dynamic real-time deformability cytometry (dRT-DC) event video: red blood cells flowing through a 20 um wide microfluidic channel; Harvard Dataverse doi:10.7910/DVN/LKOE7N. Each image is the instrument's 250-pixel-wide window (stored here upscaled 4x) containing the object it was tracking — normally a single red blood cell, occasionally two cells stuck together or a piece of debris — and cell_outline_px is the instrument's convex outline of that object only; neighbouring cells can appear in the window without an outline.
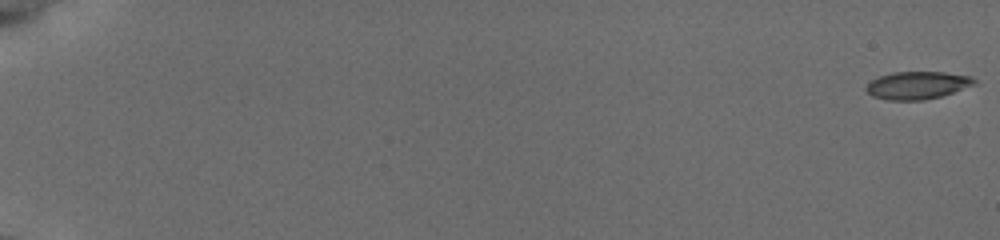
{"species": "common noctule bat (a hibernating species)", "species_latin": "Nyctalus noctula", "temperature_condition": "cold", "stored_images_in_passage": 44, "camera_frame_rate_fps": 3000, "um_per_image_px": 0.085, "animal": {"sex": "female", "body_mass_g": 19.5, "forearm_length_mm": 54.1}, "frame": {"image": 1, "passage_image": 1, "time_ms": 0.0, "image_size_px": [1000, 240], "cell_outline_px": [[976, 84], [940, 96], [924, 100], [884, 100], [872, 96], [864, 88], [872, 80], [880, 76], [892, 72], [944, 72], [972, 76], [976, 80]], "centroid_in_image_um": [77.96, 7.25], "position_along_channel_um": 7.0, "area_um2": 17.4}}
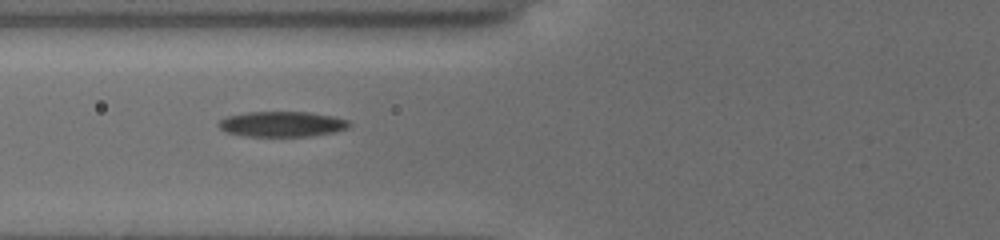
{"frame": {"image": 2, "passage_image": 25, "time_ms": 8.0, "image_size_px": [1000, 240], "cell_outline_px": [[352, 124], [348, 128], [332, 132], [312, 136], [244, 136], [224, 132], [216, 124], [220, 120], [228, 116], [248, 112], [308, 112], [332, 116], [348, 120]], "centroid_in_image_um": [23.95, 10.55], "position_along_channel_um": 101.9, "area_um2": 19.31}}
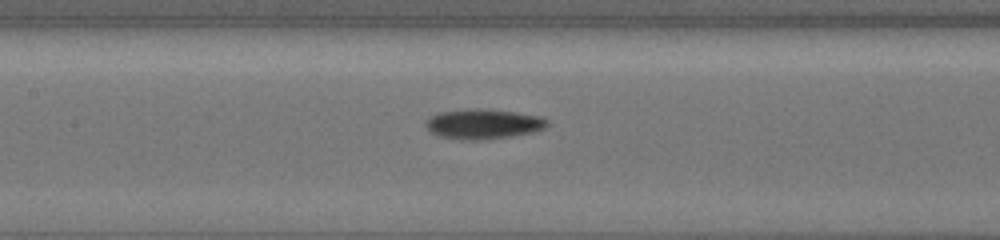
{"frame": {"image": 3, "passage_image": 30, "time_ms": 9.667, "image_size_px": [1000, 240], "cell_outline_px": [[548, 124], [544, 128], [532, 132], [512, 136], [484, 140], [460, 140], [440, 136], [432, 132], [424, 124], [424, 120], [428, 116], [436, 112], [476, 108], [516, 112], [540, 116], [548, 120]], "centroid_in_image_um": [41.03, 10.53], "position_along_channel_um": 166.4, "area_um2": 21.39}}